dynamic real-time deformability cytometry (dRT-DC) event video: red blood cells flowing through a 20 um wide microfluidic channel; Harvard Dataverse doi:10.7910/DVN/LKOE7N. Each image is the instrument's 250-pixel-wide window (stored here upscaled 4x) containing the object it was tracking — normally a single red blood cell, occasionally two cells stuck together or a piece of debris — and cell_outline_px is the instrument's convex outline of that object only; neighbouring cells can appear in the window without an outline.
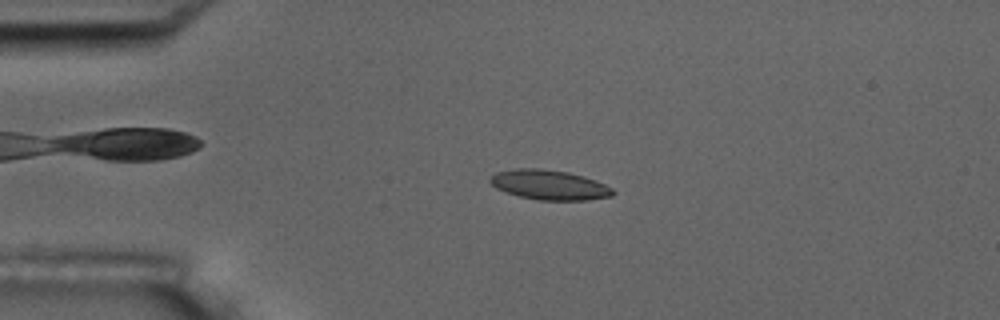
{"species": "common noctule bat (a hibernating species)", "species_latin": "Nyctalus noctula", "temperature_condition": "room temperature", "stored_images_in_passage": 4, "camera_frame_rate_fps": 3000, "um_per_image_px": 0.085, "animal": {"sex": "male", "body_mass_g": 17.5, "forearm_length_mm": 52.3}, "frame": {"image": 1, "passage_image": 3, "time_ms": 2.333, "image_size_px": [1000, 320], "cell_outline_px": [[616, 192], [612, 196], [588, 200], [540, 200], [520, 196], [504, 192], [496, 188], [488, 180], [496, 172], [516, 168], [540, 168], [568, 172], [596, 180], [612, 188]], "centroid_in_image_um": [46.69, 15.71], "position_along_channel_um": 38.3, "area_um2": 21.33}}